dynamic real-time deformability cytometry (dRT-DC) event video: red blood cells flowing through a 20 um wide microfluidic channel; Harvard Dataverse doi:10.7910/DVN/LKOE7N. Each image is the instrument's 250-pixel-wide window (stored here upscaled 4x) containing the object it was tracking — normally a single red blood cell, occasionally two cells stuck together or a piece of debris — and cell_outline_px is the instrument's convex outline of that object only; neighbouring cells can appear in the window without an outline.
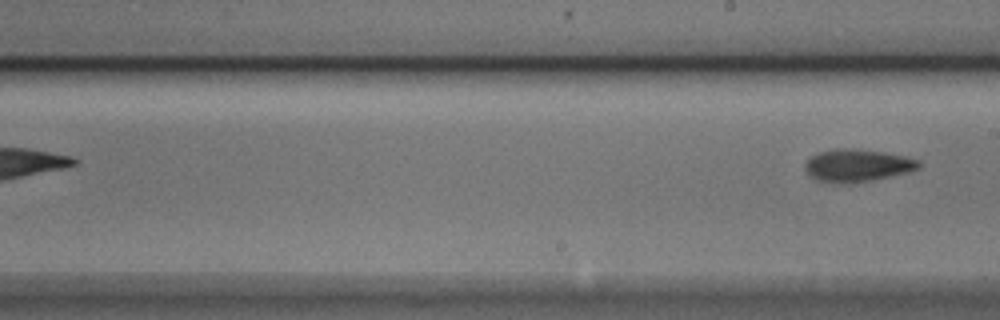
{"species": "Egyptian fruit bat (a non-hibernating species)", "species_latin": "Rousettus aegyptiacus", "temperature_condition": "cold", "stored_images_in_passage": 8, "segment_of_instrument_passage": [2, 2], "camera_frame_rate_fps": 3000, "um_per_image_px": 0.085, "animal": {"sex": "male"}, "frame": {"image": 1, "passage_image": 8, "time_ms": 2.333, "image_size_px": [1000, 320], "cell_outline_px": [[920, 168], [908, 172], [892, 176], [872, 180], [848, 184], [832, 184], [816, 180], [808, 176], [804, 168], [804, 164], [812, 156], [820, 152], [836, 148], [840, 148], [880, 152], [904, 156], [920, 160]], "centroid_in_image_um": [72.83, 14.1], "position_along_channel_um": 216.2, "area_um2": 21.62}}